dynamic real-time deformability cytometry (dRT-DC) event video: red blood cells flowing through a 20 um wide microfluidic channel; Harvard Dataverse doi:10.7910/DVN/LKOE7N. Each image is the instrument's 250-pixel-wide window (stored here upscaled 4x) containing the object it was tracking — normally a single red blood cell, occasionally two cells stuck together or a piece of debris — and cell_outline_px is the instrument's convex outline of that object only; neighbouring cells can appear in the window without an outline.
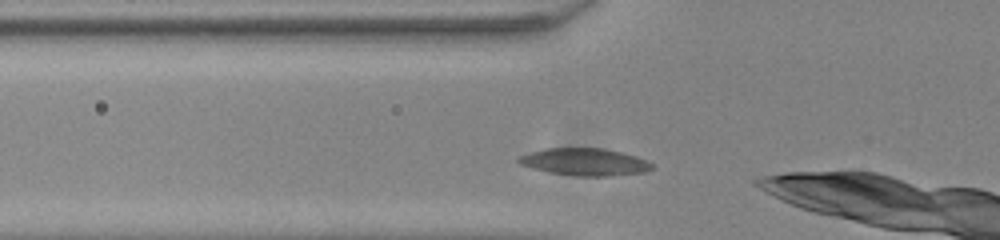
{"species": "common noctule bat (a hibernating species)", "species_latin": "Nyctalus noctula", "temperature_condition": "room temperature", "stored_images_in_passage": 11, "camera_frame_rate_fps": 3000, "um_per_image_px": 0.085, "animal": {"sex": "male", "body_mass_g": 20.0, "forearm_length_mm": 53.3}, "frame": {"image": 1, "passage_image": 2, "time_ms": 0.333, "image_size_px": [1000, 240], "cell_outline_px": [[656, 168], [644, 172], [608, 176], [576, 176], [552, 172], [532, 168], [520, 164], [516, 160], [520, 156], [528, 152], [544, 148], [604, 148], [624, 152], [636, 156], [652, 164]], "centroid_in_image_um": [49.71, 13.75], "position_along_channel_um": 76.1, "area_um2": 21.21}}
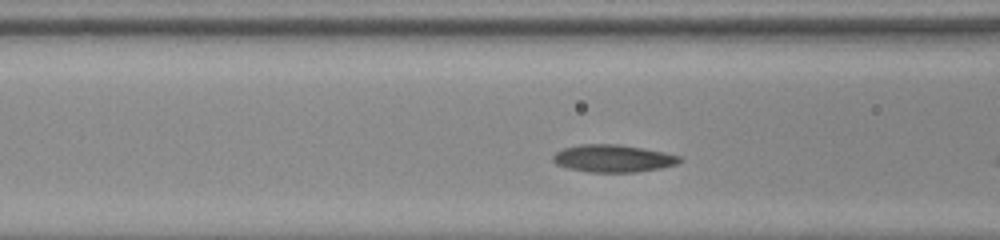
{"frame": {"image": 2, "passage_image": 5, "time_ms": 1.333, "image_size_px": [1000, 240], "cell_outline_px": [[684, 160], [676, 164], [660, 168], [636, 172], [588, 172], [568, 168], [556, 164], [552, 160], [552, 156], [556, 152], [564, 148], [580, 144], [620, 144], [644, 148], [664, 152], [680, 156]], "centroid_in_image_um": [52.11, 13.46], "position_along_channel_um": 114.5, "area_um2": 20.35}}
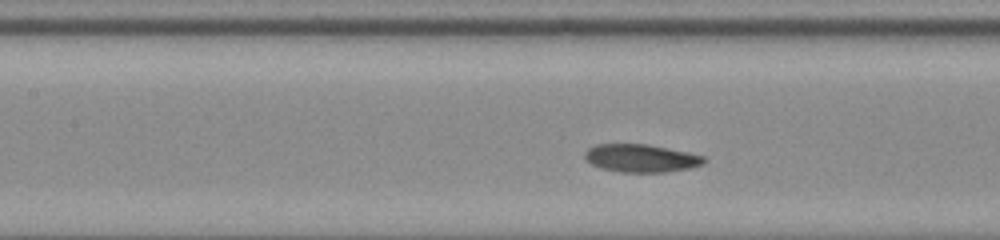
{"frame": {"image": 3, "passage_image": 8, "time_ms": 2.333, "image_size_px": [1000, 240], "cell_outline_px": [[708, 160], [704, 164], [692, 168], [664, 172], [620, 172], [600, 168], [592, 164], [584, 156], [584, 152], [588, 148], [596, 144], [648, 144], [688, 152], [704, 156]], "centroid_in_image_um": [54.52, 13.44], "position_along_channel_um": 152.9, "area_um2": 19.54}}